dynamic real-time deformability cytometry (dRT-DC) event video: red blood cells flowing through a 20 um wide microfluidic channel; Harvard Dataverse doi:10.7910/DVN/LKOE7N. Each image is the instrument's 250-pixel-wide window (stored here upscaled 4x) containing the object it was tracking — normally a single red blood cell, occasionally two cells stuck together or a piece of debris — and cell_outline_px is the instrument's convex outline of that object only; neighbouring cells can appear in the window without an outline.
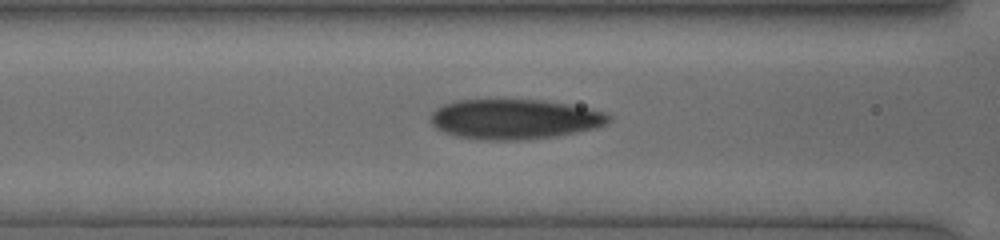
{"species": "human", "species_latin": "Homo sapiens", "temperature_condition": "cold", "stored_images_in_passage": 12, "camera_frame_rate_fps": 3000, "um_per_image_px": 0.085, "donor": {"sex": "female"}, "frame": {"image": 1, "passage_image": 9, "time_ms": 1.667, "image_size_px": [1000, 240], "cell_outline_px": [[612, 120], [608, 124], [596, 128], [556, 136], [520, 140], [484, 140], [456, 136], [444, 132], [436, 128], [432, 124], [432, 112], [436, 108], [444, 104], [456, 100], [540, 100], [568, 104], [600, 112], [612, 116]], "centroid_in_image_um": [43.72, 10.13], "position_along_channel_um": 122.9, "area_um2": 41.27}}